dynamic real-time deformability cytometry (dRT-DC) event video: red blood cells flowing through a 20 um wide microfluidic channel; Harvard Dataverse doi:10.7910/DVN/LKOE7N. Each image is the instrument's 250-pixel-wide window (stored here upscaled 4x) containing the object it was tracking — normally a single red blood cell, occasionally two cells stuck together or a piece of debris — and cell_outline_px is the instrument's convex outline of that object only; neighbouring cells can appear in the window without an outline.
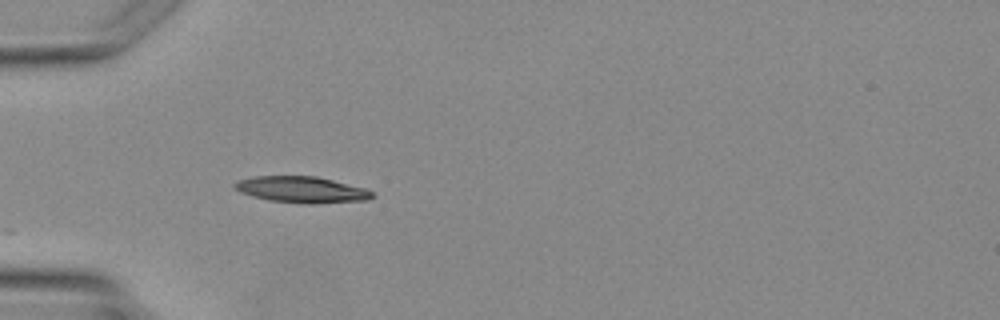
{"species": "Egyptian fruit bat (a non-hibernating species)", "species_latin": "Rousettus aegyptiacus", "temperature_condition": "warm", "stored_images_in_passage": 2, "camera_frame_rate_fps": 3000, "um_per_image_px": 0.085, "animal": {"sex": "female"}, "frame": {"image": 1, "passage_image": 2, "time_ms": 1.0, "image_size_px": [1000, 320], "cell_outline_px": [[376, 196], [368, 200], [312, 204], [308, 204], [268, 200], [252, 196], [240, 192], [232, 188], [232, 184], [236, 180], [252, 176], [316, 176], [364, 188], [372, 192]], "centroid_in_image_um": [25.58, 16.12], "position_along_channel_um": 59.4, "area_um2": 21.21}}